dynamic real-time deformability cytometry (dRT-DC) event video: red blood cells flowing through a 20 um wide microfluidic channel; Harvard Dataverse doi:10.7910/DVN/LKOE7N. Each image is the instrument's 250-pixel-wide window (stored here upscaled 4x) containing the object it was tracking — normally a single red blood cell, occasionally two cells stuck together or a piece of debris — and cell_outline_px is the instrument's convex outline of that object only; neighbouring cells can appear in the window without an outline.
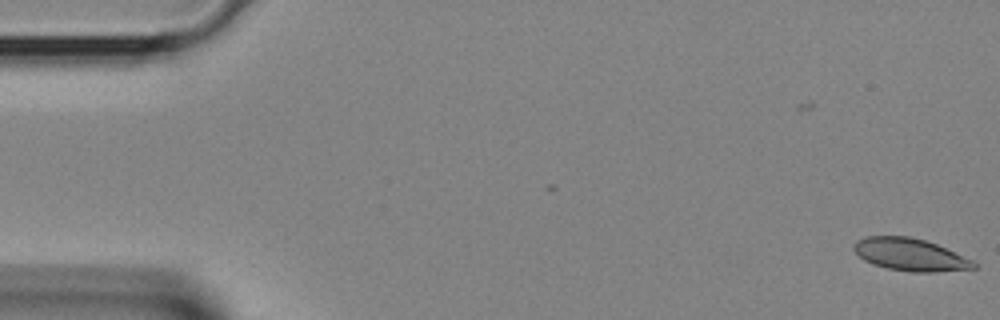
{"species": "Egyptian fruit bat (a non-hibernating species)", "species_latin": "Rousettus aegyptiacus", "temperature_condition": "room temperature", "stored_images_in_passage": 38, "camera_frame_rate_fps": 3000, "um_per_image_px": 0.085, "animal": {"sex": "female"}, "frame": {"image": 1, "passage_image": 1, "time_ms": 0.0, "image_size_px": [1000, 320], "cell_outline_px": [[976, 268], [936, 272], [912, 272], [888, 268], [872, 264], [864, 260], [852, 248], [856, 240], [864, 236], [908, 236], [924, 240], [936, 244], [972, 260], [976, 264]], "centroid_in_image_um": [77.33, 21.64], "position_along_channel_um": 7.7, "area_um2": 22.48}}
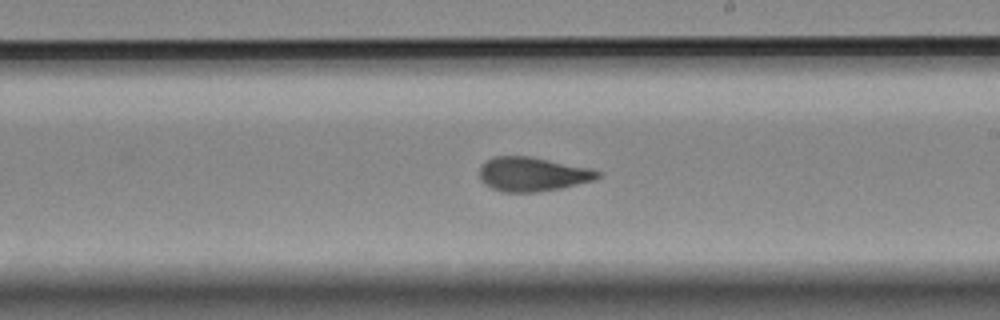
{"frame": {"image": 2, "passage_image": 22, "time_ms": 7.0, "image_size_px": [1000, 320], "cell_outline_px": [[600, 176], [596, 180], [560, 188], [536, 192], [504, 192], [492, 188], [484, 184], [480, 180], [480, 164], [496, 156], [532, 156], [592, 168], [600, 172]], "centroid_in_image_um": [45.28, 14.8], "position_along_channel_um": 243.7, "area_um2": 23.7}}
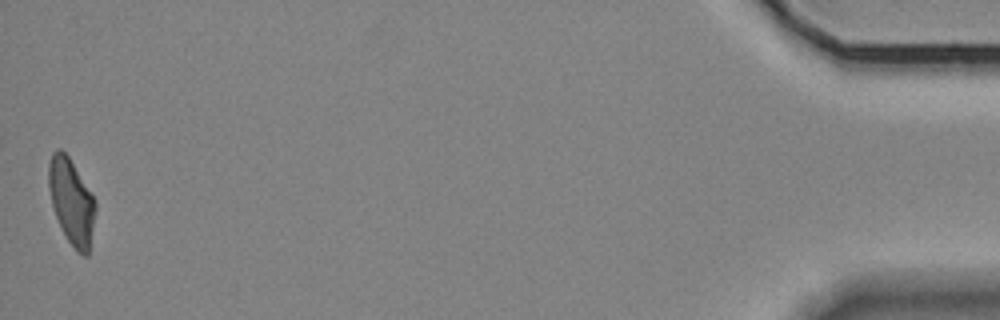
{"frame": {"image": 3, "passage_image": 38, "time_ms": 12.333, "image_size_px": [1000, 320], "cell_outline_px": [[96, 208], [88, 256], [84, 256], [76, 252], [68, 240], [56, 216], [52, 204], [48, 188], [48, 164], [52, 152], [56, 148], [60, 148], [68, 156], [96, 200]], "centroid_in_image_um": [6.07, 17.12], "position_along_channel_um": 429.1, "area_um2": 23.24}}